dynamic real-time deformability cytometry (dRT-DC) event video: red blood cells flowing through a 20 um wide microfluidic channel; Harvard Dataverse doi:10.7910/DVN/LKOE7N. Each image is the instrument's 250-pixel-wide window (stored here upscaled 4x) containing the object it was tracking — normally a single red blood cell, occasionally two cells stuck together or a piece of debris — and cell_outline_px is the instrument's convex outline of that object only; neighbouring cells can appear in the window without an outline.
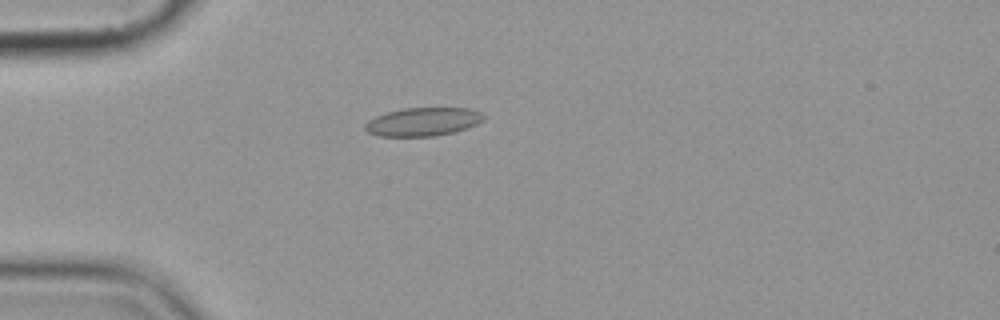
{"species": "common noctule bat (a hibernating species)", "species_latin": "Nyctalus noctula", "temperature_condition": "cold", "stored_images_in_passage": 1, "camera_frame_rate_fps": 3000, "um_per_image_px": 0.085, "animal": {"sex": "female", "body_mass_g": 19.9}, "frame": {"image": 1, "passage_image": 1, "time_ms": 0.0, "image_size_px": [1000, 320], "cell_outline_px": [[484, 120], [476, 124], [452, 132], [436, 136], [380, 136], [368, 132], [364, 128], [364, 124], [368, 120], [376, 116], [388, 112], [404, 108], [472, 108], [480, 112], [484, 116]], "centroid_in_image_um": [35.94, 10.34], "position_along_channel_um": 49.1, "area_um2": 19.48}}